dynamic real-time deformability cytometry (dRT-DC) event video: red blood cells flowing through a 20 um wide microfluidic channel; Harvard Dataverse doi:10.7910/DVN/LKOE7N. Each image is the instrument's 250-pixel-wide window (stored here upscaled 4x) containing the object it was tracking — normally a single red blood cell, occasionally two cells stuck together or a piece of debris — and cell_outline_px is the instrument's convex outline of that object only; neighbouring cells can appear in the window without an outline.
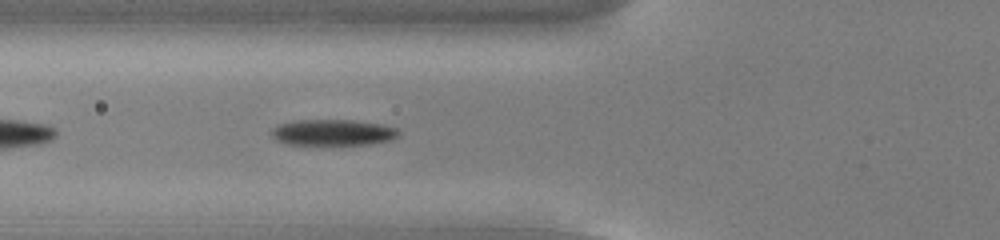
{"species": "common noctule bat (a hibernating species)", "species_latin": "Nyctalus noctula", "temperature_condition": "cold", "stored_images_in_passage": 36, "camera_frame_rate_fps": 3000, "um_per_image_px": 0.085, "animal": {"sex": "male", "body_mass_g": 13.0, "forearm_length_mm": 53.1}, "frame": {"image": 1, "passage_image": 5, "time_ms": 1.333, "image_size_px": [1000, 240], "cell_outline_px": [[400, 136], [388, 140], [368, 144], [288, 144], [276, 140], [268, 132], [272, 128], [280, 124], [300, 120], [352, 120], [380, 124], [396, 128], [400, 132]], "centroid_in_image_um": [28.28, 11.25], "position_along_channel_um": 97.5, "area_um2": 19.13}}
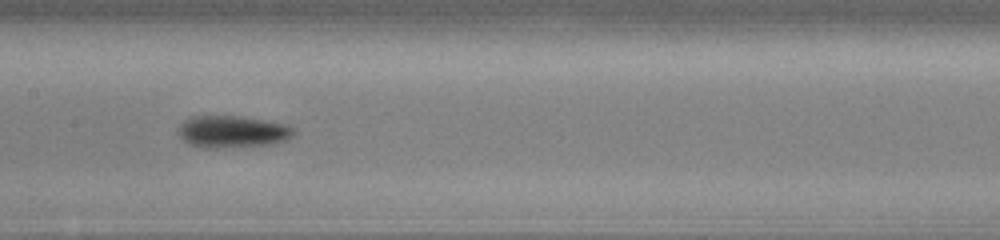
{"frame": {"image": 2, "passage_image": 12, "time_ms": 3.667, "image_size_px": [1000, 240], "cell_outline_px": [[296, 132], [292, 136], [284, 140], [268, 144], [220, 148], [200, 148], [188, 144], [176, 132], [176, 128], [188, 116], [240, 116], [288, 124]], "centroid_in_image_um": [19.68, 11.18], "position_along_channel_um": 187.7, "area_um2": 21.73}}
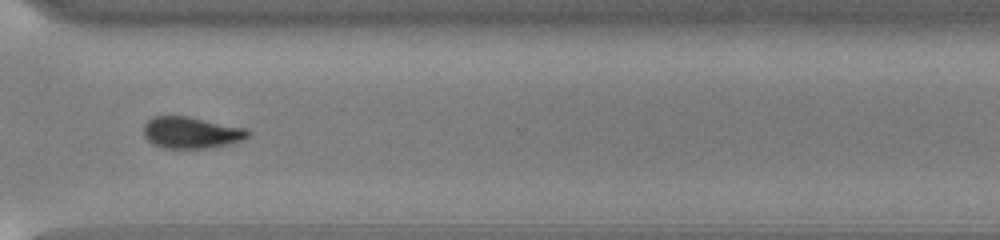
{"frame": {"image": 3, "passage_image": 25, "time_ms": 8.0, "image_size_px": [1000, 240], "cell_outline_px": [[252, 132], [248, 136], [240, 140], [224, 144], [204, 148], [164, 148], [152, 144], [144, 136], [144, 124], [152, 116], [188, 116], [244, 128]], "centroid_in_image_um": [16.19, 11.26], "position_along_channel_um": 354.4, "area_um2": 18.9}, "authors_computed_cell_mechanics": {"area_um2": 19.3341, "velocity_mm_per_s": 3.8488, "shape_relaxation_time_tau1_ms": 1.663, "shape_relaxation_time_tau2_ms": null, "deformation_change_tau1": 0.1205, "deformation_change_tau2": null}}